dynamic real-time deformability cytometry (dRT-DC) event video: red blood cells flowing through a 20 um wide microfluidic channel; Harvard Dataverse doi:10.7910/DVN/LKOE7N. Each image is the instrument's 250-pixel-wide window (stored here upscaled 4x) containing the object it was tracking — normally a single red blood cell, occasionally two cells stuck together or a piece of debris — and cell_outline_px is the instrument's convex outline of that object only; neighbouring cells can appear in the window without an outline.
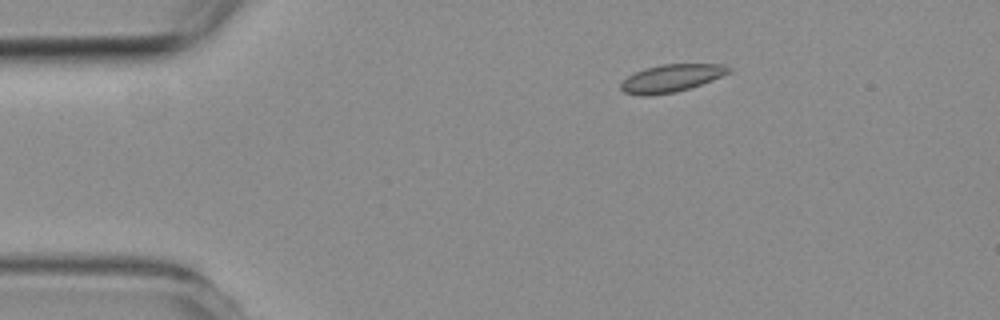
{"species": "common noctule bat (a hibernating species)", "species_latin": "Nyctalus noctula", "temperature_condition": "room temperature", "stored_images_in_passage": 5, "camera_frame_rate_fps": 3000, "um_per_image_px": 0.085, "animal": {"sex": "female", "body_mass_g": 19.3, "forearm_length_mm": 54.1}, "frame": {"image": 1, "passage_image": 2, "time_ms": 1.0, "image_size_px": [1000, 320], "cell_outline_px": [[732, 72], [712, 80], [676, 92], [652, 96], [640, 96], [624, 92], [620, 88], [620, 84], [628, 76], [644, 68], [660, 64], [724, 64]], "centroid_in_image_um": [57.03, 6.65], "position_along_channel_um": 28.0, "area_um2": 17.34}}
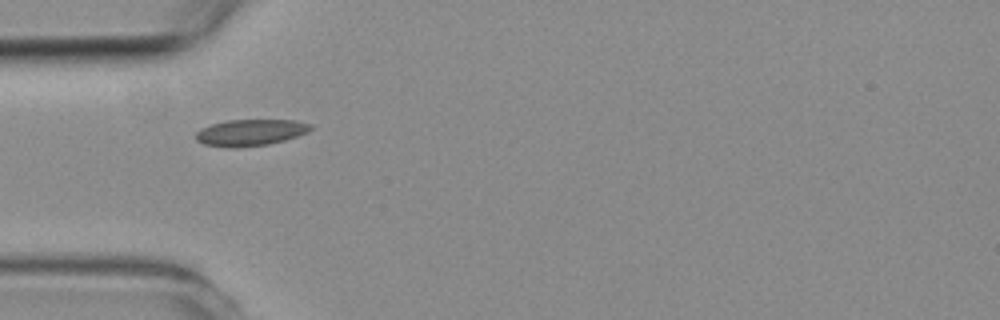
{"frame": {"image": 2, "passage_image": 4, "time_ms": 3.333, "image_size_px": [1000, 320], "cell_outline_px": [[312, 128], [308, 132], [284, 140], [268, 144], [240, 148], [228, 148], [204, 144], [196, 140], [196, 132], [200, 128], [212, 124], [228, 120], [296, 120], [312, 124]], "centroid_in_image_um": [21.28, 11.27], "position_along_channel_um": 63.7, "area_um2": 17.8}}
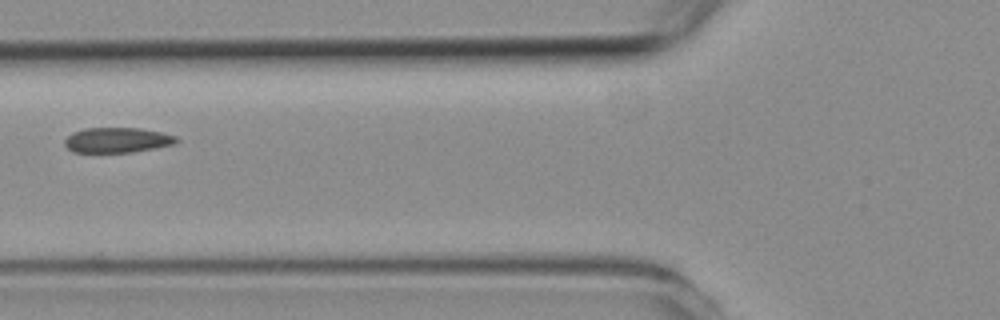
{"frame": {"image": 3, "passage_image": 5, "time_ms": 4.667, "image_size_px": [1000, 320], "cell_outline_px": [[180, 140], [172, 144], [132, 152], [72, 152], [64, 144], [64, 140], [72, 132], [84, 128], [140, 128], [160, 132], [176, 136]], "centroid_in_image_um": [9.92, 11.9], "position_along_channel_um": 115.9, "area_um2": 16.24}}